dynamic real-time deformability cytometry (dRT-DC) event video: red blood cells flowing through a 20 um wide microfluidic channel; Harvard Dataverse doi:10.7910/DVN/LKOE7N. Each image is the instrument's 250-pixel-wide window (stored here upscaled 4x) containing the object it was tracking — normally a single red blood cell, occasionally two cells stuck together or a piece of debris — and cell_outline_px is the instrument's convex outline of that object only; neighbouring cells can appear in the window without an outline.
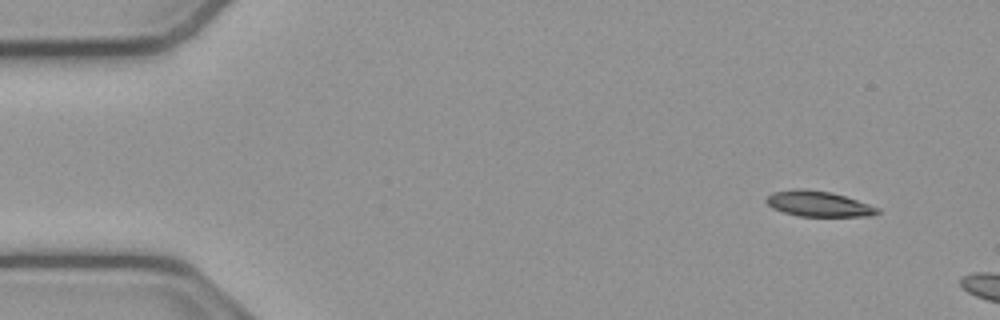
{"species": "common noctule bat (a hibernating species)", "species_latin": "Nyctalus noctula", "temperature_condition": "cold", "stored_images_in_passage": 9, "camera_frame_rate_fps": 3000, "um_per_image_px": 0.085, "animal": {"sex": "male", "body_mass_g": 23.1, "forearm_length_mm": 52.7}, "frame": {"image": 1, "passage_image": 5, "time_ms": 1.333, "image_size_px": [1000, 320], "cell_outline_px": [[868, 212], [844, 216], [816, 216], [792, 212], [784, 208], [796, 192], [820, 192], [836, 196], [848, 200]], "centroid_in_image_um": [69.87, 17.43], "position_along_channel_um": 15.1, "area_um2": 10.06}}